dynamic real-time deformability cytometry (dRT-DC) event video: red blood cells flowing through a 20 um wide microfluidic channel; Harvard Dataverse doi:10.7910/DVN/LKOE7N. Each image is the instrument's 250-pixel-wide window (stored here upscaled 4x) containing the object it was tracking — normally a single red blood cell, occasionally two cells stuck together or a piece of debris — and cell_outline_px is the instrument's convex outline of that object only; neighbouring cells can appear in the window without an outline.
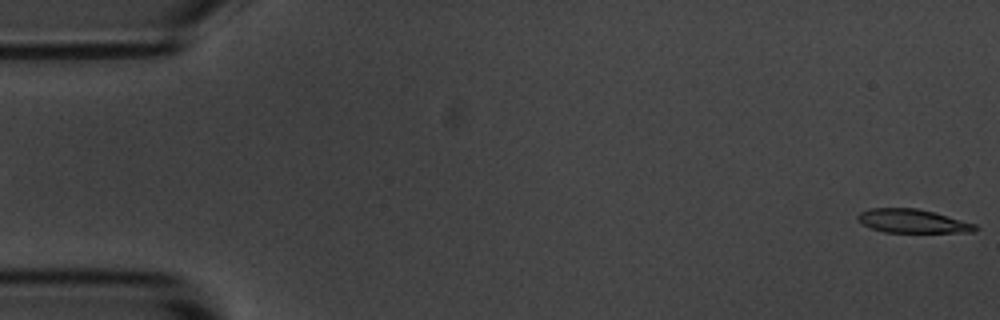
{"species": "common noctule bat (a hibernating species)", "species_latin": "Nyctalus noctula", "temperature_condition": "room temperature", "stored_images_in_passage": 6, "segment_of_instrument_passage": [2, 2], "camera_frame_rate_fps": 3000, "um_per_image_px": 0.085, "animal": {"sex": "male", "body_mass_g": 20.1, "forearm_length_mm": 53.5}, "frame": {"image": 1, "passage_image": 6, "time_ms": 6.0, "image_size_px": [1000, 320], "cell_outline_px": [[980, 228], [972, 232], [884, 232], [872, 228], [864, 224], [856, 216], [860, 212], [872, 208], [916, 208], [932, 212], [976, 224]], "centroid_in_image_um": [77.58, 18.79], "position_along_channel_um": 7.4, "area_um2": 15.9}}